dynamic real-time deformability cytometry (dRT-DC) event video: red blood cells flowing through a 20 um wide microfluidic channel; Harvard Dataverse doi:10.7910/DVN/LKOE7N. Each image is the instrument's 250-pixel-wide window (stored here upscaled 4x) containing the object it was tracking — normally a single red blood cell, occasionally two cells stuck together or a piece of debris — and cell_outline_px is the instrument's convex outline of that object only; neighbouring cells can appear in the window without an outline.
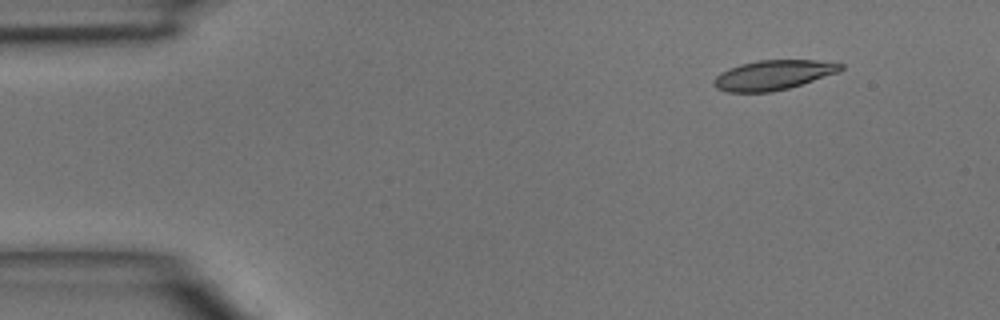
{"species": "common noctule bat (a hibernating species)", "species_latin": "Nyctalus noctula", "temperature_condition": "room temperature", "stored_images_in_passage": 5, "camera_frame_rate_fps": 3000, "um_per_image_px": 0.085, "animal": {"sex": "male", "body_mass_g": 15.6}, "frame": {"image": 1, "passage_image": 1, "time_ms": 0.0, "image_size_px": [1000, 320], "cell_outline_px": [[844, 68], [840, 72], [788, 88], [772, 92], [724, 92], [716, 88], [712, 84], [712, 80], [720, 72], [728, 68], [740, 64], [760, 60], [816, 60], [844, 64]], "centroid_in_image_um": [65.69, 6.38], "position_along_channel_um": 19.3, "area_um2": 22.14}}
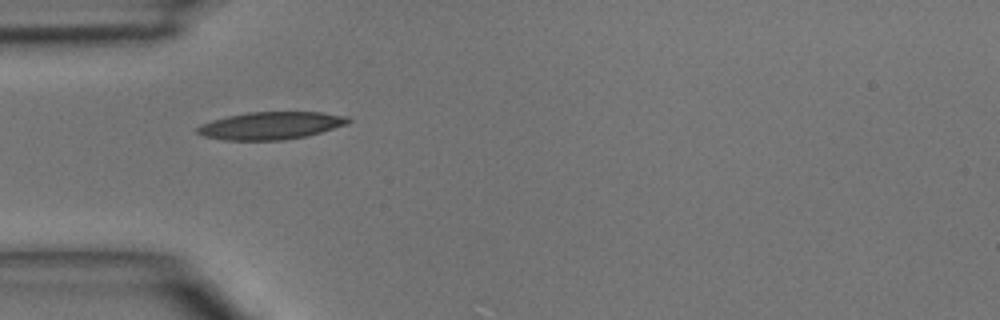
{"frame": {"image": 2, "passage_image": 3, "time_ms": 3.0, "image_size_px": [1000, 320], "cell_outline_px": [[352, 120], [348, 124], [320, 132], [304, 136], [284, 140], [224, 140], [204, 136], [196, 132], [196, 128], [200, 124], [212, 120], [228, 116], [248, 112], [320, 112], [348, 116]], "centroid_in_image_um": [23.01, 10.67], "position_along_channel_um": 62.0, "area_um2": 24.16}}
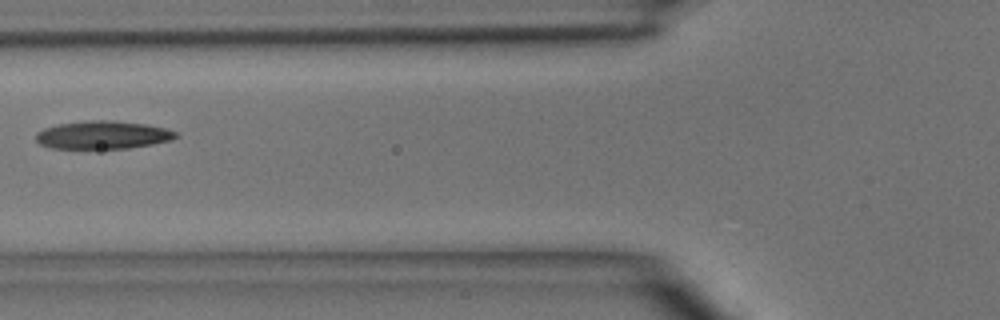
{"frame": {"image": 3, "passage_image": 4, "time_ms": 4.333, "image_size_px": [1000, 320], "cell_outline_px": [[180, 136], [172, 140], [152, 144], [128, 148], [52, 148], [40, 144], [36, 140], [36, 132], [44, 128], [60, 124], [88, 120], [116, 120], [144, 124], [164, 128], [176, 132]], "centroid_in_image_um": [8.75, 11.46], "position_along_channel_um": 117.1, "area_um2": 22.77}}